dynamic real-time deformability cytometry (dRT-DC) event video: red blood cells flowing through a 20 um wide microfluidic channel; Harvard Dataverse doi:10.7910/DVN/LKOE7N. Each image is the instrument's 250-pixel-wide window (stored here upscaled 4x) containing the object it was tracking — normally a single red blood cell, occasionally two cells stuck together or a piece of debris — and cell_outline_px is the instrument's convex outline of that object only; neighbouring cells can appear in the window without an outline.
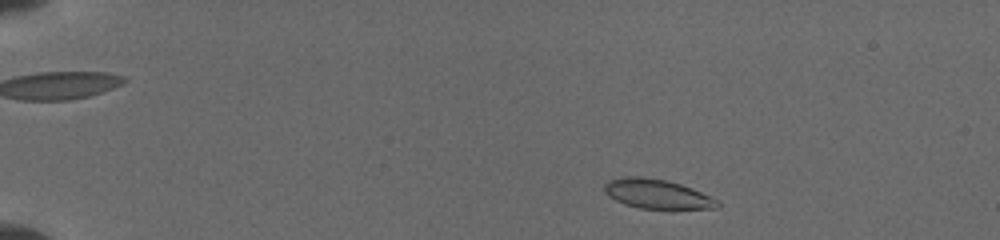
{"species": "common noctule bat (a hibernating species)", "species_latin": "Nyctalus noctula", "temperature_condition": "cold", "stored_images_in_passage": 23, "camera_frame_rate_fps": 3000, "um_per_image_px": 0.085, "animal": {"sex": "female", "body_mass_g": 19.5, "forearm_length_mm": 54.1}, "frame": {"image": 1, "passage_image": 4, "time_ms": 1.333, "image_size_px": [1000, 240], "cell_outline_px": [[720, 204], [716, 208], [640, 208], [624, 204], [608, 196], [604, 192], [604, 184], [608, 180], [620, 176], [640, 176], [668, 180], [692, 188], [712, 196], [720, 200]], "centroid_in_image_um": [55.83, 16.46], "position_along_channel_um": 29.2, "area_um2": 19.48}}
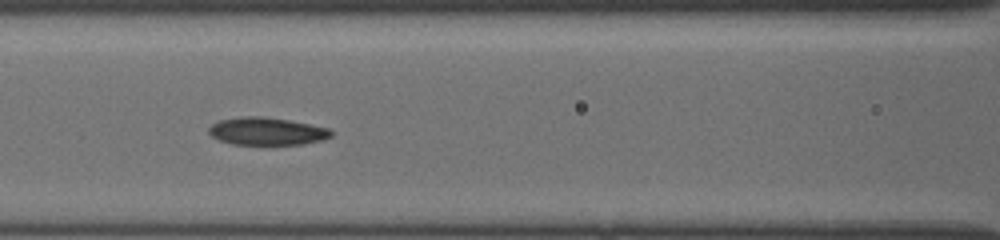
{"frame": {"image": 2, "passage_image": 15, "time_ms": 6.667, "image_size_px": [1000, 240], "cell_outline_px": [[332, 136], [324, 140], [304, 144], [232, 144], [220, 140], [212, 136], [208, 132], [208, 128], [212, 124], [220, 120], [240, 116], [264, 116], [288, 120], [328, 128], [332, 132]], "centroid_in_image_um": [22.67, 11.15], "position_along_channel_um": 143.9, "area_um2": 19.65}}
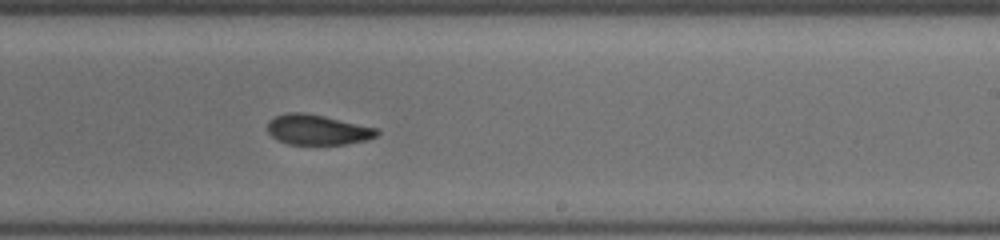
{"frame": {"image": 3, "passage_image": 23, "time_ms": 9.667, "image_size_px": [1000, 240], "cell_outline_px": [[380, 132], [376, 136], [368, 140], [348, 144], [288, 144], [276, 140], [268, 132], [268, 120], [276, 116], [288, 112], [304, 112], [324, 116], [380, 128]], "centroid_in_image_um": [27.02, 11.03], "position_along_channel_um": 262.0, "area_um2": 19.48}}